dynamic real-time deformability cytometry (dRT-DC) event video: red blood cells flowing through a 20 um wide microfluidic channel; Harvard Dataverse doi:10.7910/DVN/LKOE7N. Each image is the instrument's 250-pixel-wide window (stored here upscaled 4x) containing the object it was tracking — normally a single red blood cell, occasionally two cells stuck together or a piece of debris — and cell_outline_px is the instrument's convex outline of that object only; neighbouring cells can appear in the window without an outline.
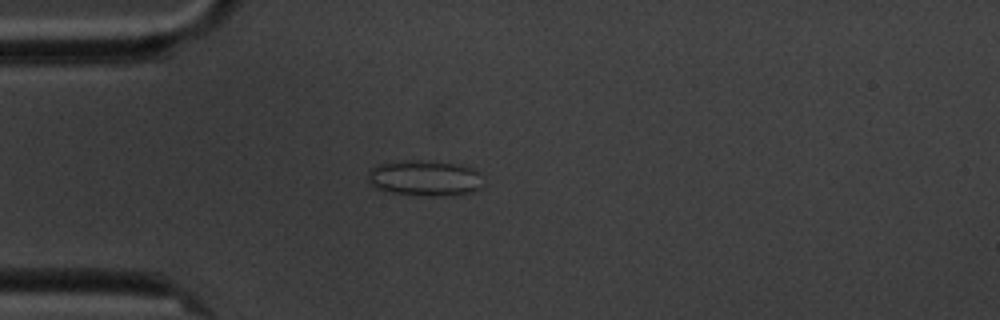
{"species": "common noctule bat (a hibernating species)", "species_latin": "Nyctalus noctula", "temperature_condition": "cold", "stored_images_in_passage": 3, "camera_frame_rate_fps": 3000, "um_per_image_px": 0.085, "animal": {"sex": "male", "body_mass_g": 20.1, "forearm_length_mm": 53.5}, "frame": {"image": 1, "passage_image": 1, "time_ms": 0.0, "image_size_px": [1000, 320], "cell_outline_px": [[480, 188], [472, 192], [452, 196], [428, 196], [392, 192], [376, 188], [368, 184], [368, 172], [376, 164], [408, 160], [432, 160], [460, 164], [472, 168], [476, 172]], "centroid_in_image_um": [36.05, 15.13], "position_along_channel_um": 49.0, "area_um2": 23.99}}
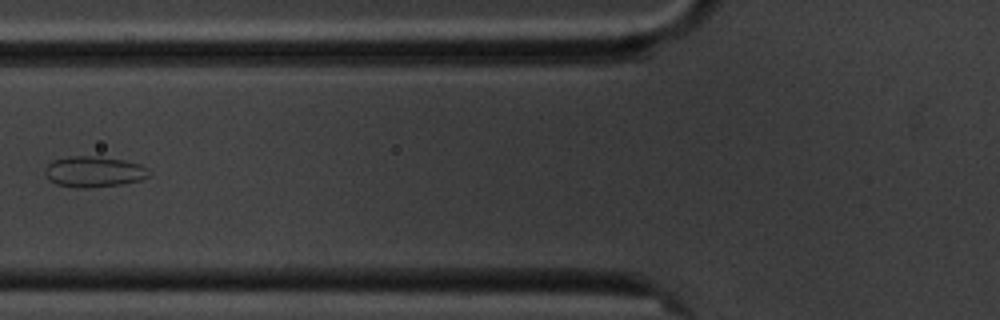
{"frame": {"image": 2, "passage_image": 3, "time_ms": 2.333, "image_size_px": [1000, 320], "cell_outline_px": [[152, 176], [140, 180], [124, 184], [88, 188], [76, 188], [56, 184], [44, 172], [44, 168], [52, 160], [68, 156], [100, 156], [124, 160], [140, 164], [148, 168], [152, 172]], "centroid_in_image_um": [8.03, 14.59], "position_along_channel_um": 117.8, "area_um2": 19.02}}